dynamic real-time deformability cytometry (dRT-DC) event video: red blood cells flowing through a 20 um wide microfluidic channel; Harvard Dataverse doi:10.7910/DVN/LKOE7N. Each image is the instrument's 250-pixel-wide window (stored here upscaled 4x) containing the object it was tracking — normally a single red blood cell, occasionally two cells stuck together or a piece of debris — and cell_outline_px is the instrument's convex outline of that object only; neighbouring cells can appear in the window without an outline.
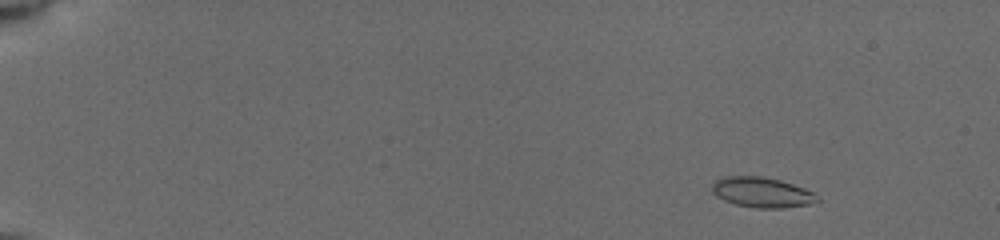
{"species": "common noctule bat (a hibernating species)", "species_latin": "Nyctalus noctula", "temperature_condition": "cold", "stored_images_in_passage": 60, "camera_frame_rate_fps": 3000, "um_per_image_px": 0.085, "animal": {"sex": "female", "body_mass_g": 19.5, "forearm_length_mm": 54.1}, "frame": {"image": 1, "passage_image": 8, "time_ms": 2.333, "image_size_px": [1000, 240], "cell_outline_px": [[820, 200], [808, 204], [780, 208], [756, 208], [736, 204], [724, 200], [716, 196], [712, 192], [712, 184], [716, 180], [724, 176], [760, 176], [780, 180], [804, 188], [820, 196]], "centroid_in_image_um": [64.75, 16.34], "position_along_channel_um": 20.2, "area_um2": 18.44}}
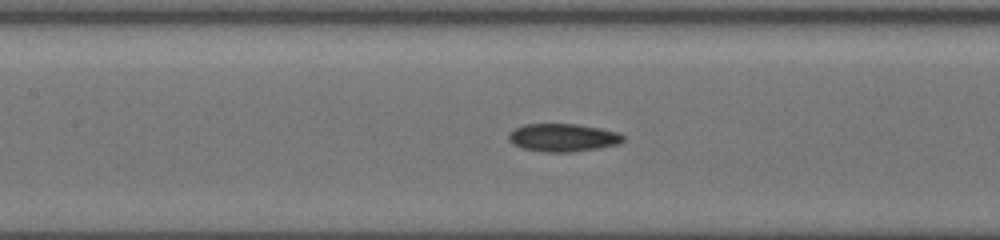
{"frame": {"image": 2, "passage_image": 31, "time_ms": 9.333, "image_size_px": [1000, 240], "cell_outline_px": [[624, 140], [616, 144], [600, 148], [572, 152], [544, 152], [524, 148], [512, 144], [508, 140], [508, 136], [516, 128], [524, 124], [576, 124], [600, 128], [620, 132], [624, 136]], "centroid_in_image_um": [47.87, 11.7], "position_along_channel_um": 159.5, "area_um2": 18.61}}
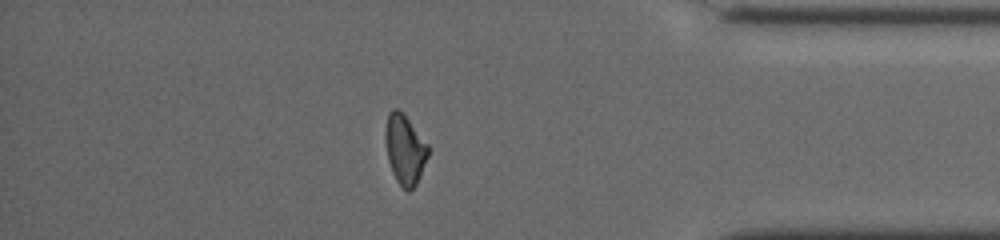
{"frame": {"image": 3, "passage_image": 53, "time_ms": 16.0, "image_size_px": [1000, 240], "cell_outline_px": [[428, 156], [420, 176], [416, 184], [408, 192], [396, 180], [392, 172], [388, 160], [384, 136], [384, 132], [388, 112], [392, 108], [396, 108], [404, 112], [428, 144]], "centroid_in_image_um": [34.4, 12.65], "position_along_channel_um": 400.8, "area_um2": 17.57}, "authors_computed_cell_mechanics": {"area_um2": 18.2648, "velocity_mm_per_s": 3.943, "shape_relaxation_time_tau1_ms": 5.2689, "shape_relaxation_time_tau2_ms": 3.3119, "deformation_change_tau1": 0.125, "deformation_change_tau2": 0.0767}}